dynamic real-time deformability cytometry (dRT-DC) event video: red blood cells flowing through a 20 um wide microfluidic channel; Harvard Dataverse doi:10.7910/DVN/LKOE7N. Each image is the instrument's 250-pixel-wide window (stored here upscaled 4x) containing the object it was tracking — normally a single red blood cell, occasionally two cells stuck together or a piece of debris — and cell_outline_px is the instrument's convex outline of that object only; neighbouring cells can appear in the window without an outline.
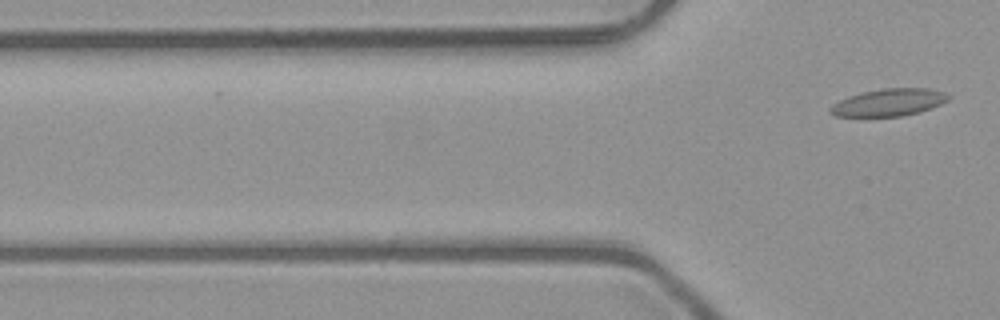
{"species": "common noctule bat (a hibernating species)", "species_latin": "Nyctalus noctula", "temperature_condition": "room temperature", "stored_images_in_passage": 6, "camera_frame_rate_fps": 3000, "um_per_image_px": 0.085, "animal": {"sex": "male", "body_mass_g": 23.1, "forearm_length_mm": 52.7}, "frame": {"image": 1, "passage_image": 6, "time_ms": 1.667, "image_size_px": [1000, 320], "cell_outline_px": [[952, 96], [948, 100], [932, 108], [920, 112], [900, 116], [836, 116], [828, 112], [828, 108], [832, 104], [848, 96], [860, 92], [884, 88], [928, 88], [944, 92]], "centroid_in_image_um": [75.54, 8.7], "position_along_channel_um": 50.3, "area_um2": 18.9}}